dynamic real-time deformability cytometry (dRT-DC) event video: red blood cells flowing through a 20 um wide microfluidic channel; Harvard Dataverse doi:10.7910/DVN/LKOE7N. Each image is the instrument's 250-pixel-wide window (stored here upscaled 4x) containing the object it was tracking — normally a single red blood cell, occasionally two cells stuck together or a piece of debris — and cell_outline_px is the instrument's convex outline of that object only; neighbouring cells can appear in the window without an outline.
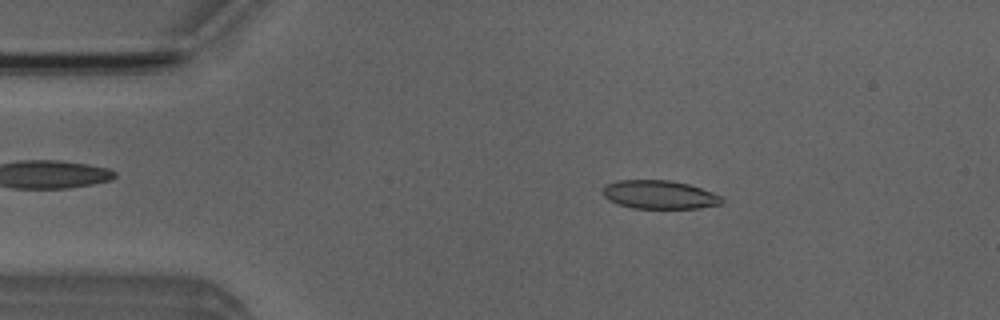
{"species": "Egyptian fruit bat (a non-hibernating species)", "species_latin": "Rousettus aegyptiacus", "temperature_condition": "room temperature", "stored_images_in_passage": 45, "camera_frame_rate_fps": 3000, "um_per_image_px": 0.085, "animal": {"sex": "male"}, "frame": {"image": 1, "passage_image": 3, "time_ms": 0.667, "image_size_px": [1000, 320], "cell_outline_px": [[724, 200], [720, 204], [700, 208], [632, 208], [616, 204], [608, 200], [600, 192], [600, 188], [616, 180], [672, 180], [688, 184], [712, 192], [720, 196]], "centroid_in_image_um": [55.98, 16.54], "position_along_channel_um": 29.0, "area_um2": 19.94}}
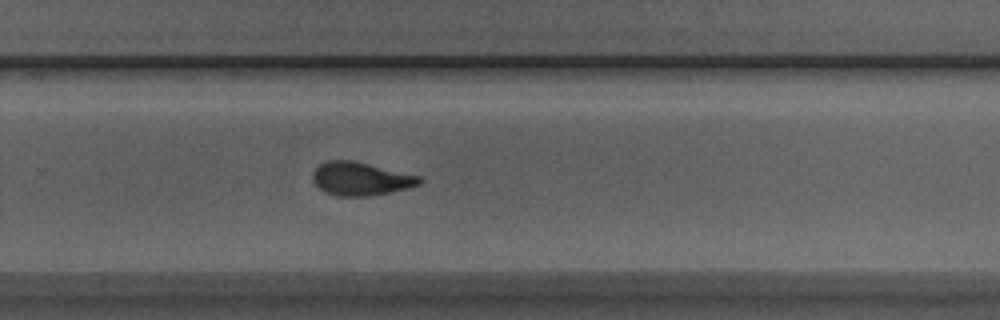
{"frame": {"image": 2, "passage_image": 27, "time_ms": 8.667, "image_size_px": [1000, 320], "cell_outline_px": [[424, 180], [420, 184], [408, 188], [368, 196], [336, 196], [324, 192], [312, 180], [312, 172], [320, 164], [328, 160], [352, 160], [420, 176]], "centroid_in_image_um": [30.64, 15.19], "position_along_channel_um": 299.2, "area_um2": 20.63}}
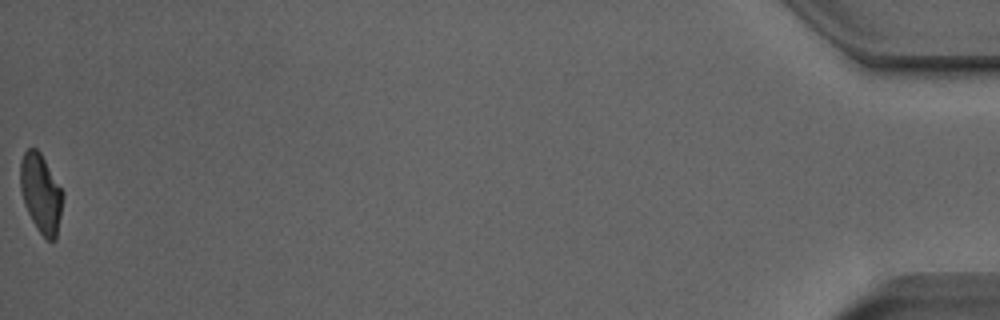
{"frame": {"image": 3, "passage_image": 45, "time_ms": 14.667, "image_size_px": [1000, 320], "cell_outline_px": [[64, 196], [56, 240], [48, 240], [36, 228], [24, 204], [20, 188], [20, 160], [24, 152], [28, 148], [36, 148], [40, 152], [64, 192]], "centroid_in_image_um": [3.48, 16.42], "position_along_channel_um": 431.7, "area_um2": 19.59}, "authors_computed_cell_mechanics": {"area_um2": 20.519, "velocity_mm_per_s": 4.003, "shape_relaxation_time_tau1_ms": 3.3435, "shape_relaxation_time_tau2_ms": 1.538, "deformation_change_tau1": 0.1687, "deformation_change_tau2": 0.092}}